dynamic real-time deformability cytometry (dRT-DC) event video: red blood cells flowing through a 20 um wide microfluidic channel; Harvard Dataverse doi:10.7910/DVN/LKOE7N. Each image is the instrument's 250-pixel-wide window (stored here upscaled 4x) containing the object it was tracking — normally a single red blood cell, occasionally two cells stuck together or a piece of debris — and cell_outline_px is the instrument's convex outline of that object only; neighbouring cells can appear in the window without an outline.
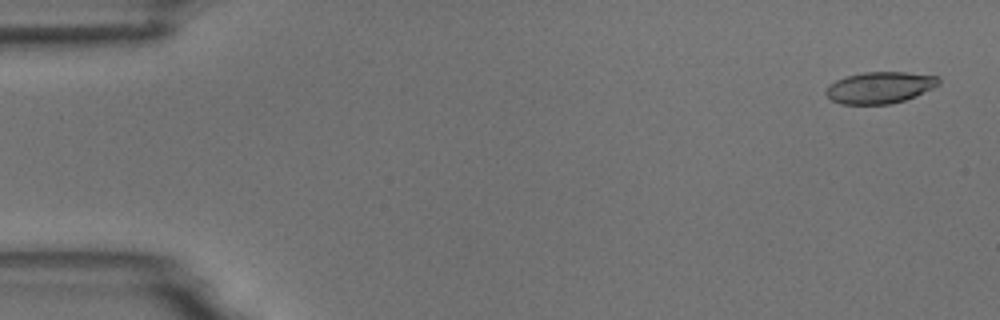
{"species": "common noctule bat (a hibernating species)", "species_latin": "Nyctalus noctula", "temperature_condition": "room temperature", "stored_images_in_passage": 5, "camera_frame_rate_fps": 3000, "um_per_image_px": 0.085, "animal": {"sex": "male", "body_mass_g": 18.8}, "frame": {"image": 1, "passage_image": 1, "time_ms": 0.0, "image_size_px": [1000, 320], "cell_outline_px": [[940, 84], [916, 96], [904, 100], [888, 104], [840, 104], [832, 100], [824, 92], [836, 80], [848, 76], [864, 72], [904, 72], [940, 76]], "centroid_in_image_um": [74.82, 7.44], "position_along_channel_um": 10.2, "area_um2": 20.58}}